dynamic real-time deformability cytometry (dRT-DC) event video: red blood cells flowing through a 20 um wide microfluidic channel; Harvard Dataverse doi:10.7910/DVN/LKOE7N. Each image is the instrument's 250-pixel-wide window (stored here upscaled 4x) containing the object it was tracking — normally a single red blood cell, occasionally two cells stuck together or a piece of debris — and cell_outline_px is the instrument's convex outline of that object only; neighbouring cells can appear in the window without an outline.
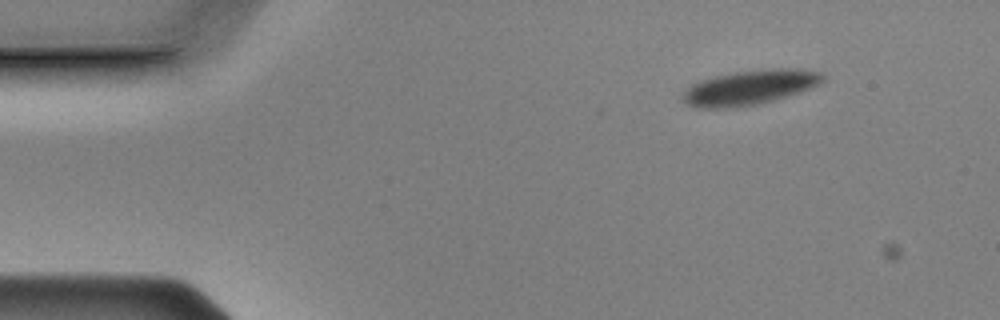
{"species": "Egyptian fruit bat (a non-hibernating species)", "species_latin": "Rousettus aegyptiacus", "temperature_condition": "cold", "stored_images_in_passage": 50, "camera_frame_rate_fps": 3000, "um_per_image_px": 0.085, "animal": {"sex": "male"}, "frame": {"image": 1, "passage_image": 1, "time_ms": 0.0, "image_size_px": [1000, 320], "cell_outline_px": [[812, 80], [796, 88], [764, 96], [744, 100], [692, 100], [692, 92], [696, 88], [704, 84], [716, 80], [736, 76], [772, 72], [796, 72], [812, 76]], "centroid_in_image_um": [63.75, 7.32], "position_along_channel_um": 21.3, "area_um2": 16.47}}
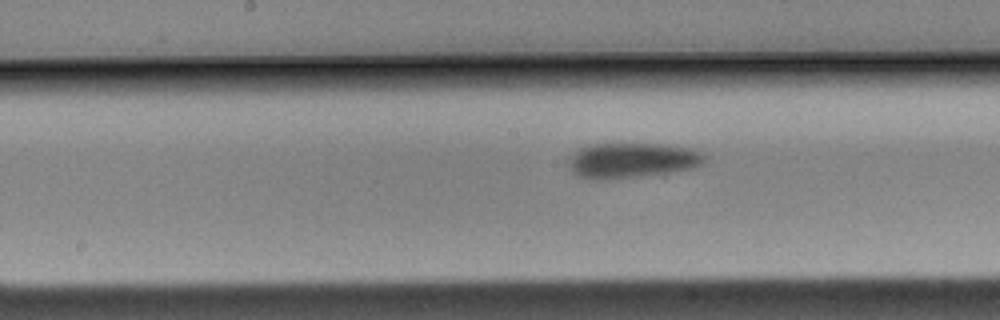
{"frame": {"image": 2, "passage_image": 22, "time_ms": 7.0, "image_size_px": [1000, 320], "cell_outline_px": [[692, 160], [684, 164], [656, 168], [620, 172], [584, 172], [580, 168], [580, 160], [588, 152], [596, 148], [656, 148], [680, 152], [692, 156]], "centroid_in_image_um": [53.6, 13.56], "position_along_channel_um": 194.6, "area_um2": 15.61}}
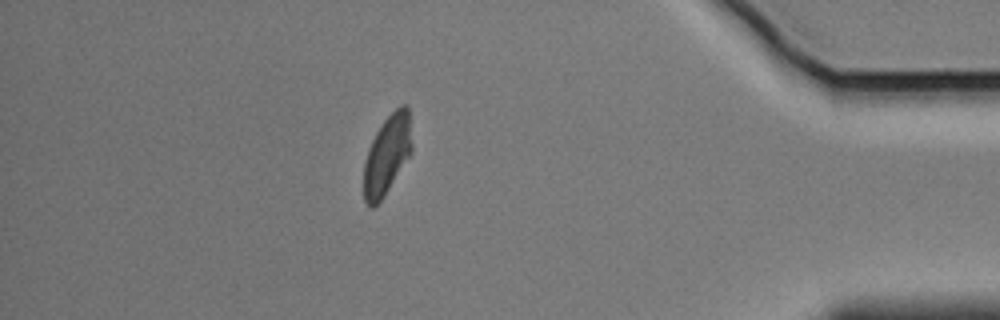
{"frame": {"image": 3, "passage_image": 43, "time_ms": 14.0, "image_size_px": [1000, 320], "cell_outline_px": [[408, 152], [380, 200], [376, 204], [368, 204], [364, 196], [364, 168], [368, 152], [380, 128], [388, 116], [396, 108], [408, 108]], "centroid_in_image_um": [32.82, 13.18], "position_along_channel_um": 402.4, "area_um2": 19.36}, "authors_computed_cell_mechanics": {"area_um2": 17.5134, "velocity_mm_per_s": 3.5828, "shape_relaxation_time_tau1_ms": null, "shape_relaxation_time_tau2_ms": 11.072, "deformation_change_tau1": null, "deformation_change_tau2": 0.184}}